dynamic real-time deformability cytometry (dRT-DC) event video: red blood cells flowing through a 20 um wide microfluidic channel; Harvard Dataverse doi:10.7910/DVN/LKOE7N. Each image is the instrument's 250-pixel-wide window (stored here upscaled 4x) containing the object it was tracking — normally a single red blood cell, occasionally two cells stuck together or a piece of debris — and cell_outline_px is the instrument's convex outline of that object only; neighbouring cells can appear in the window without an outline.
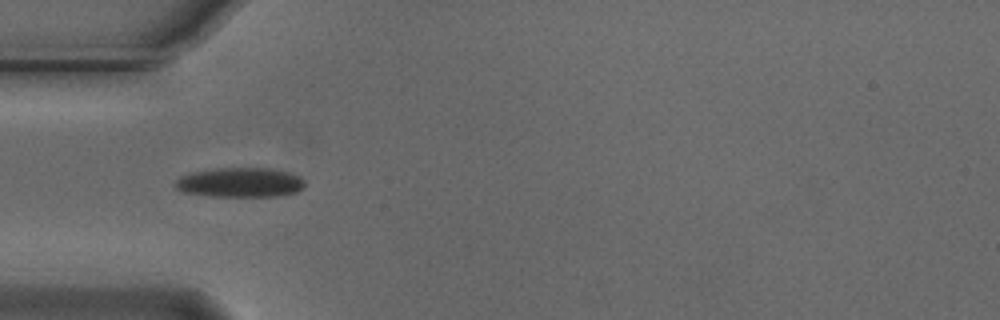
{"species": "Egyptian fruit bat (a non-hibernating species)", "species_latin": "Rousettus aegyptiacus", "temperature_condition": "cold", "stored_images_in_passage": 39, "camera_frame_rate_fps": 3000, "um_per_image_px": 0.085, "animal": {"sex": "male"}, "frame": {"image": 1, "passage_image": 1, "time_ms": 0.0, "image_size_px": [1000, 320], "cell_outline_px": [[304, 184], [296, 192], [280, 196], [208, 196], [184, 192], [176, 188], [172, 184], [180, 176], [192, 172], [212, 168], [268, 168], [288, 172], [300, 176], [304, 180]], "centroid_in_image_um": [20.36, 15.5], "position_along_channel_um": 64.6, "area_um2": 22.43}}
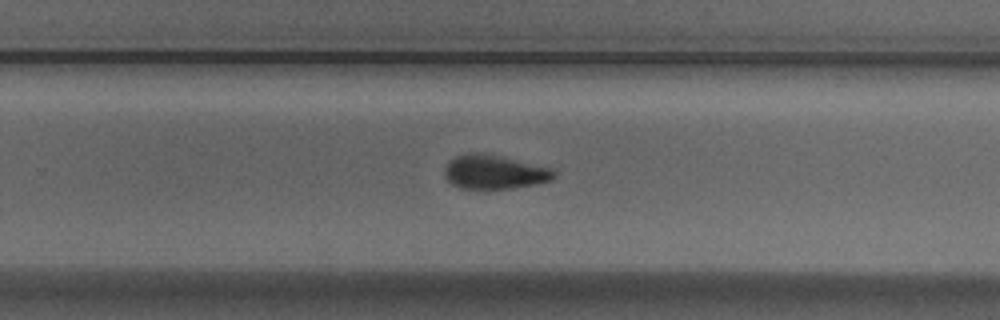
{"frame": {"image": 2, "passage_image": 19, "time_ms": 6.0, "image_size_px": [1000, 320], "cell_outline_px": [[556, 176], [552, 180], [536, 184], [512, 188], [460, 188], [452, 184], [444, 176], [444, 168], [448, 160], [456, 156], [468, 152], [476, 152], [496, 156], [552, 168], [556, 172]], "centroid_in_image_um": [41.99, 14.62], "position_along_channel_um": 287.8, "area_um2": 21.5}}
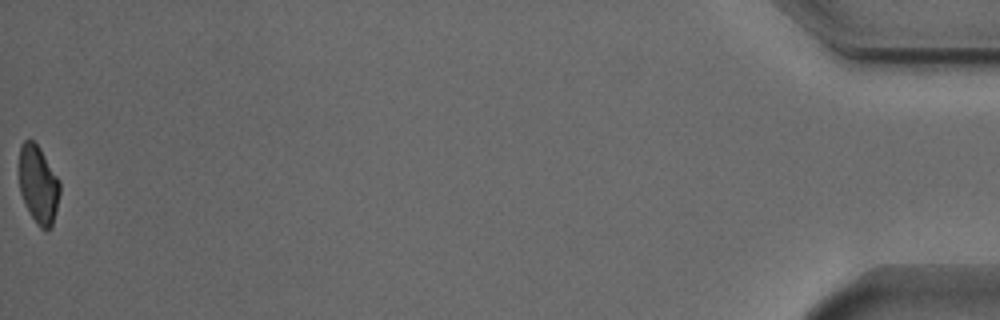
{"frame": {"image": 3, "passage_image": 39, "time_ms": 12.667, "image_size_px": [1000, 320], "cell_outline_px": [[60, 192], [52, 228], [44, 232], [36, 224], [20, 192], [20, 144], [24, 140], [32, 140], [40, 148], [60, 180]], "centroid_in_image_um": [3.28, 15.71], "position_along_channel_um": 431.9, "area_um2": 18.44}, "authors_computed_cell_mechanics": {"area_um2": 21.097, "velocity_mm_per_s": 3.7365, "shape_relaxation_time_tau1_ms": 2.749, "shape_relaxation_time_tau2_ms": null, "deformation_change_tau1": 0.1068, "deformation_change_tau2": null}}